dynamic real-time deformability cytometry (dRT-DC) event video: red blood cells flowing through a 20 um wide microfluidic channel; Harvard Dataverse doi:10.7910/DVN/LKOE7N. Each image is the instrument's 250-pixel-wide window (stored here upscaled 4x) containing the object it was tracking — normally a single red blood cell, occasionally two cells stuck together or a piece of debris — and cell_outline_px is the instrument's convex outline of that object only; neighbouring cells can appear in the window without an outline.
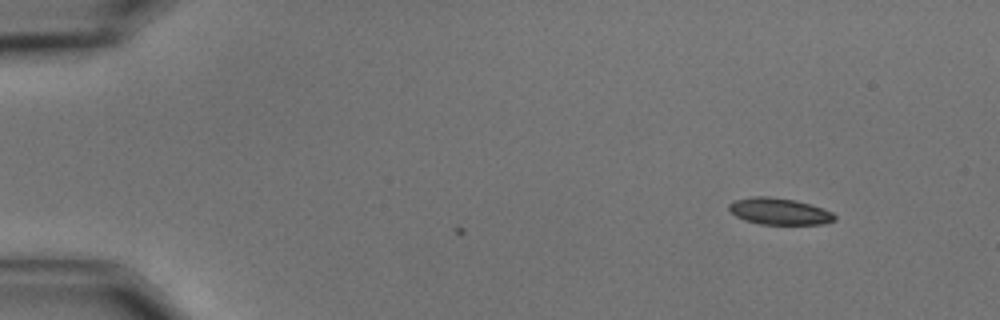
{"species": "common noctule bat (a hibernating species)", "species_latin": "Nyctalus noctula", "temperature_condition": "cold", "stored_images_in_passage": 3, "camera_frame_rate_fps": 3000, "um_per_image_px": 0.085, "animal": {"sex": "male", "body_mass_g": 15.6}, "frame": {"image": 1, "passage_image": 3, "time_ms": 0.667, "image_size_px": [1000, 320], "cell_outline_px": [[836, 220], [824, 224], [760, 224], [744, 220], [736, 216], [728, 208], [728, 204], [736, 200], [752, 196], [768, 196], [796, 200], [832, 212], [836, 216]], "centroid_in_image_um": [66.23, 17.96], "position_along_channel_um": 18.8, "area_um2": 16.3}}